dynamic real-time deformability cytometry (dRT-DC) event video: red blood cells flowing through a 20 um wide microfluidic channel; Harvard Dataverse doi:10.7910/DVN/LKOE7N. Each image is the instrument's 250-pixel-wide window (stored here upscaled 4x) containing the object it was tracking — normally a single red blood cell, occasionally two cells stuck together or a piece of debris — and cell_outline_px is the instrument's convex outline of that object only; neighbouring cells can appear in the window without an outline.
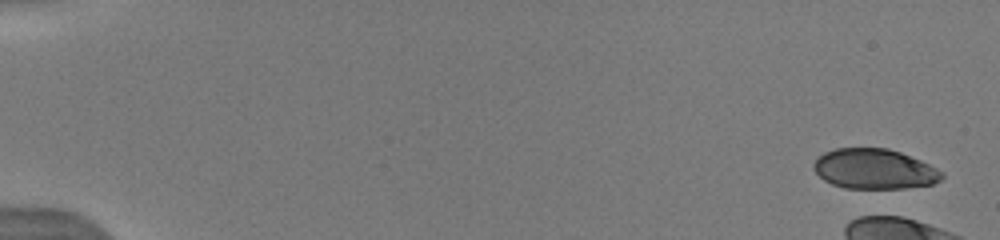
{"species": "human", "species_latin": "Homo sapiens", "temperature_condition": "warm", "stored_images_in_passage": 3, "camera_frame_rate_fps": 3000, "um_per_image_px": 0.085, "donor": {"sex": "male"}, "frame": {"image": 1, "passage_image": 1, "time_ms": 0.0, "image_size_px": [1000, 240], "cell_outline_px": [[944, 176], [940, 180], [932, 184], [904, 188], [844, 188], [832, 184], [824, 180], [812, 168], [812, 164], [824, 152], [836, 148], [888, 148], [900, 152], [920, 160], [944, 172]], "centroid_in_image_um": [74.31, 14.36], "position_along_channel_um": 10.7, "area_um2": 29.88}}